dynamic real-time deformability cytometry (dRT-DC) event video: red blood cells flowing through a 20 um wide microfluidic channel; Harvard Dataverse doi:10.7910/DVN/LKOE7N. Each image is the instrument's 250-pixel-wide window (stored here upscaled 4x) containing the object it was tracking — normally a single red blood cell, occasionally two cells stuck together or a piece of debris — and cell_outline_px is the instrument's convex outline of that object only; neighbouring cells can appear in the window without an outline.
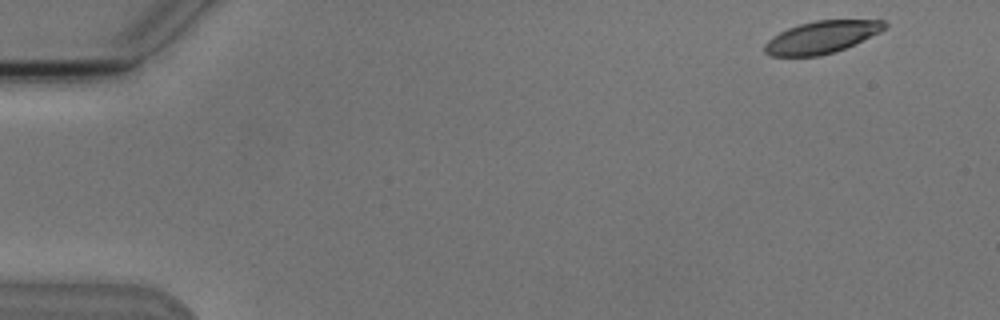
{"species": "Egyptian fruit bat (a non-hibernating species)", "species_latin": "Rousettus aegyptiacus", "temperature_condition": "cold", "stored_images_in_passage": 4, "camera_frame_rate_fps": 3000, "um_per_image_px": 0.085, "animal": {"sex": "male"}, "frame": {"image": 1, "passage_image": 1, "time_ms": 0.0, "image_size_px": [1000, 320], "cell_outline_px": [[888, 24], [880, 32], [844, 48], [820, 56], [772, 56], [764, 52], [764, 44], [772, 36], [788, 28], [800, 24], [816, 20], [884, 20]], "centroid_in_image_um": [69.81, 3.15], "position_along_channel_um": 15.2, "area_um2": 22.31}}
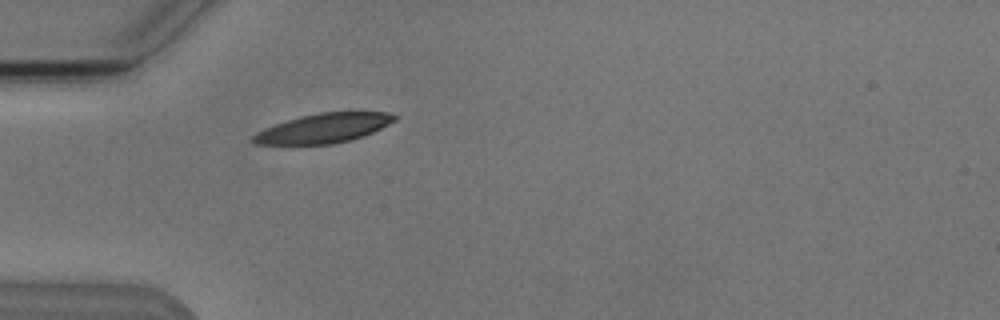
{"frame": {"image": 2, "passage_image": 4, "time_ms": 4.333, "image_size_px": [1000, 320], "cell_outline_px": [[396, 120], [364, 136], [352, 140], [332, 144], [252, 144], [248, 140], [256, 132], [264, 128], [300, 116], [320, 112], [388, 112], [396, 116]], "centroid_in_image_um": [27.46, 10.9], "position_along_channel_um": 57.5, "area_um2": 24.22}}